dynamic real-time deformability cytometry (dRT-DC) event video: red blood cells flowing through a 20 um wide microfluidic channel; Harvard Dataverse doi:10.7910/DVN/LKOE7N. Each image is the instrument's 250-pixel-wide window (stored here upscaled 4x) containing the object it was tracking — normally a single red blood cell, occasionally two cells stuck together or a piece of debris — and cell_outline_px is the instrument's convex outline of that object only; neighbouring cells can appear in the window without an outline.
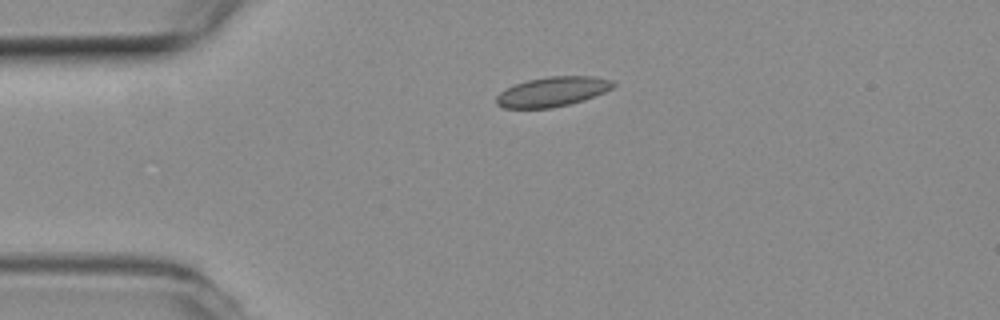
{"species": "common noctule bat (a hibernating species)", "species_latin": "Nyctalus noctula", "temperature_condition": "room temperature", "stored_images_in_passage": 36, "camera_frame_rate_fps": 3000, "um_per_image_px": 0.085, "animal": {"sex": "female", "body_mass_g": 19.3, "forearm_length_mm": 54.1}, "frame": {"image": 1, "passage_image": 1, "time_ms": 0.0, "image_size_px": [1000, 320], "cell_outline_px": [[616, 84], [612, 88], [604, 92], [584, 100], [568, 104], [548, 108], [504, 108], [496, 104], [496, 96], [500, 92], [516, 84], [528, 80], [548, 76], [596, 76], [612, 80]], "centroid_in_image_um": [46.97, 7.78], "position_along_channel_um": 38.0, "area_um2": 20.11}}
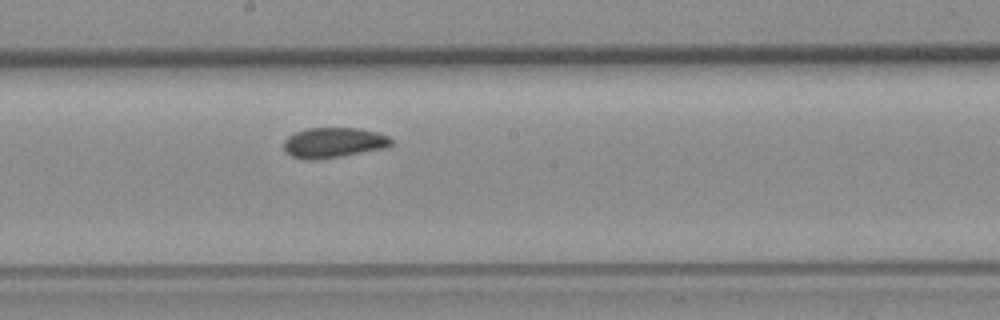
{"frame": {"image": 2, "passage_image": 18, "time_ms": 5.667, "image_size_px": [1000, 320], "cell_outline_px": [[392, 144], [384, 148], [340, 156], [316, 160], [308, 160], [292, 156], [284, 148], [284, 140], [288, 136], [296, 132], [308, 128], [360, 128], [376, 132], [388, 136], [392, 140]], "centroid_in_image_um": [28.35, 12.12], "position_along_channel_um": 219.9, "area_um2": 18.73}}
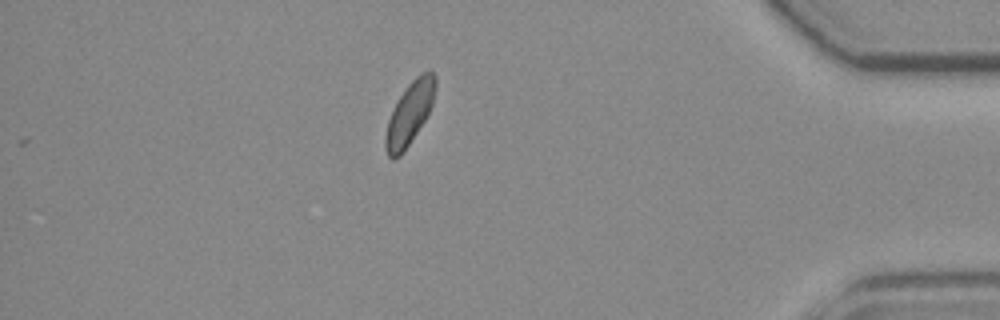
{"frame": {"image": 3, "passage_image": 36, "time_ms": 11.667, "image_size_px": [1000, 320], "cell_outline_px": [[436, 88], [432, 104], [424, 120], [400, 156], [396, 160], [392, 160], [388, 156], [384, 148], [384, 136], [388, 120], [396, 100], [408, 84], [420, 72], [432, 72], [436, 76]], "centroid_in_image_um": [34.78, 9.64], "position_along_channel_um": 400.4, "area_um2": 18.15}, "authors_computed_cell_mechanics": {"area_um2": 18.9006, "velocity_mm_per_s": 3.7425, "shape_relaxation_time_tau1_ms": 6.441, "shape_relaxation_time_tau2_ms": 7.8868, "deformation_change_tau1": 0.0781, "deformation_change_tau2": 0.0601}}